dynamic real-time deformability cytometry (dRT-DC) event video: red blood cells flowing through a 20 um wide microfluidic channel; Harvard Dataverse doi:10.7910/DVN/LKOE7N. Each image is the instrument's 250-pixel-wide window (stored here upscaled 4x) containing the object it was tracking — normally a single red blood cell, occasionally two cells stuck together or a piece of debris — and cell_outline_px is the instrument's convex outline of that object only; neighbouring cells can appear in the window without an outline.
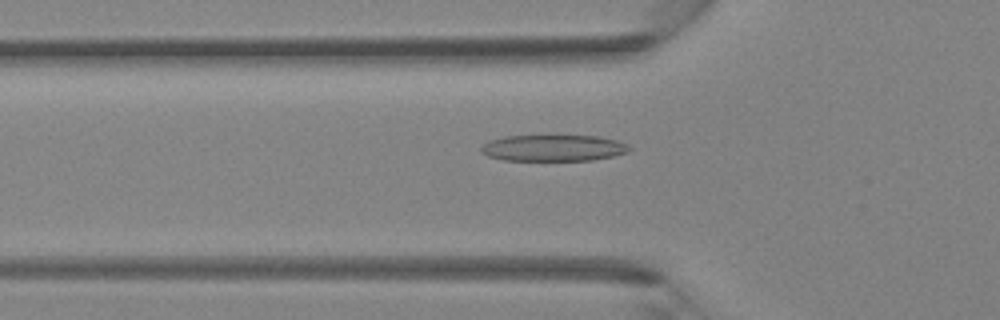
{"species": "Egyptian fruit bat (a non-hibernating species)", "species_latin": "Rousettus aegyptiacus", "temperature_condition": "room temperature", "stored_images_in_passage": 39, "camera_frame_rate_fps": 3000, "um_per_image_px": 0.085, "animal": {"sex": "female"}, "frame": {"image": 1, "passage_image": 14, "time_ms": 4.333, "image_size_px": [1000, 320], "cell_outline_px": [[632, 148], [628, 152], [612, 156], [592, 160], [504, 160], [488, 156], [480, 152], [480, 148], [488, 140], [504, 136], [600, 136], [616, 140], [628, 144]], "centroid_in_image_um": [47.03, 12.57], "position_along_channel_um": 78.8, "area_um2": 22.77}}
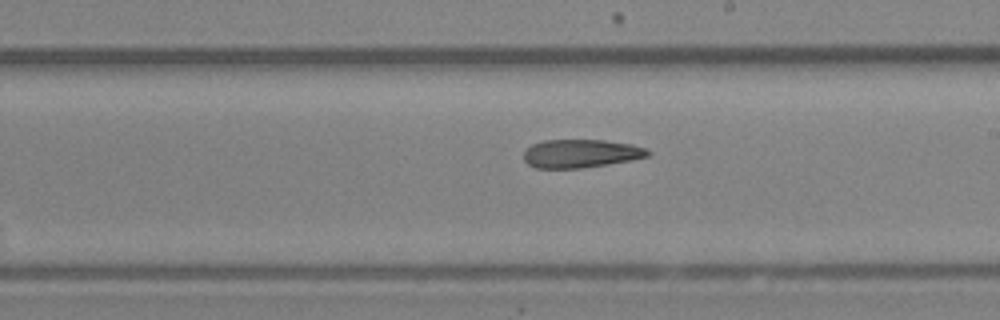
{"frame": {"image": 2, "passage_image": 24, "time_ms": 7.667, "image_size_px": [1000, 320], "cell_outline_px": [[652, 152], [648, 156], [632, 160], [608, 164], [580, 168], [536, 168], [528, 164], [524, 160], [524, 152], [532, 144], [544, 140], [604, 140], [632, 144], [648, 148]], "centroid_in_image_um": [49.41, 13.04], "position_along_channel_um": 239.6, "area_um2": 20.58}}
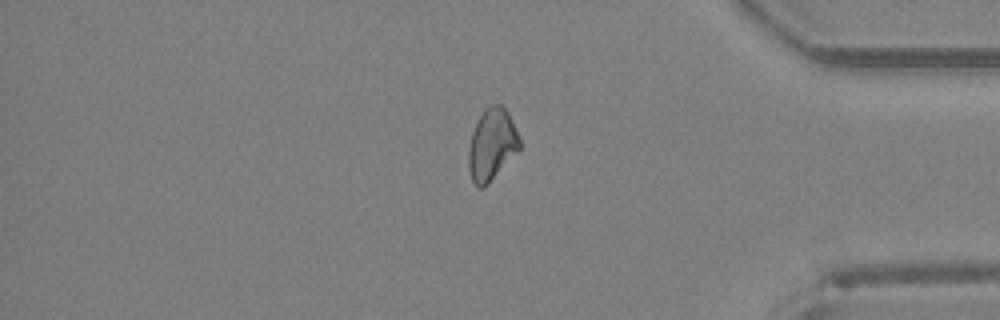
{"frame": {"image": 3, "passage_image": 35, "time_ms": 11.333, "image_size_px": [1000, 320], "cell_outline_px": [[520, 148], [488, 184], [484, 188], [476, 188], [472, 180], [468, 168], [468, 152], [472, 132], [480, 116], [492, 104], [500, 104], [508, 112], [520, 140]], "centroid_in_image_um": [41.79, 12.33], "position_along_channel_um": 393.4, "area_um2": 20.98}}